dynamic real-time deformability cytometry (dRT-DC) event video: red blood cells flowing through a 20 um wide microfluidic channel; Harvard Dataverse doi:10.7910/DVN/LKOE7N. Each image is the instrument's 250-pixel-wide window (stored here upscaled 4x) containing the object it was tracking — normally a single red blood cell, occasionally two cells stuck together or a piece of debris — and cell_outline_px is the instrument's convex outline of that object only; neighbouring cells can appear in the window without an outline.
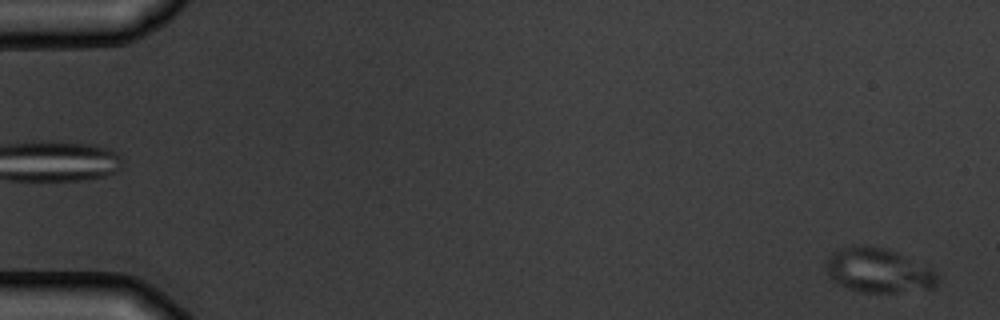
{"species": "common noctule bat (a hibernating species)", "species_latin": "Nyctalus noctula", "temperature_condition": "warm", "stored_images_in_passage": 5, "camera_frame_rate_fps": 3000, "um_per_image_px": 0.085, "animal": {"sex": "male", "body_mass_g": 19.5, "forearm_length_mm": 54.6}, "frame": {"image": 1, "passage_image": 5, "time_ms": 5.333, "image_size_px": [1000, 320], "cell_outline_px": [[940, 280], [936, 288], [896, 292], [860, 292], [848, 288], [840, 284], [828, 272], [824, 264], [828, 256], [832, 252], [840, 248], [860, 244], [888, 248], [932, 268], [940, 276]], "centroid_in_image_um": [74.72, 22.97], "position_along_channel_um": 10.3, "area_um2": 29.13}}